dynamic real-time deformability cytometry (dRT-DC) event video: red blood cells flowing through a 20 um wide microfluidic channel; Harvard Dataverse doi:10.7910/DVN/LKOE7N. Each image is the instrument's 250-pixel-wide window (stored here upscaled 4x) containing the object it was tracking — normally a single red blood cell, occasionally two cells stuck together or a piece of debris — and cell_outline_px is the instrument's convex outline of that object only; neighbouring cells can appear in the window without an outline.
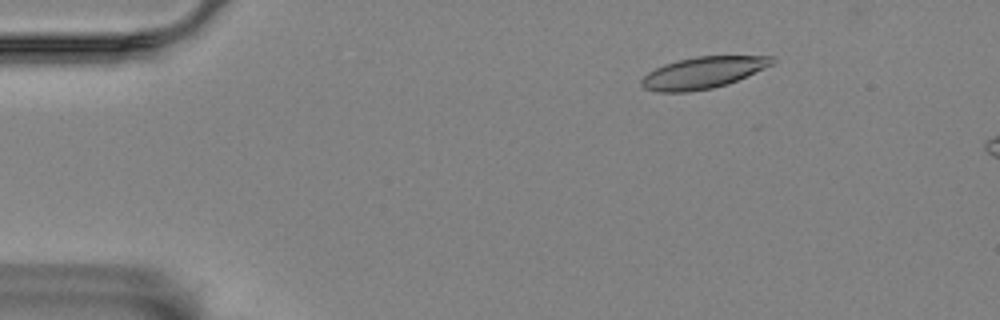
{"species": "Egyptian fruit bat (a non-hibernating species)", "species_latin": "Rousettus aegyptiacus", "temperature_condition": "room temperature", "stored_images_in_passage": 10, "camera_frame_rate_fps": 3000, "um_per_image_px": 0.085, "animal": {"sex": "female"}, "frame": {"image": 1, "passage_image": 1, "time_ms": 0.0, "image_size_px": [1000, 320], "cell_outline_px": [[776, 60], [772, 64], [764, 68], [728, 84], [712, 88], [688, 92], [656, 92], [644, 88], [640, 84], [640, 80], [648, 72], [664, 64], [676, 60], [696, 56], [772, 56]], "centroid_in_image_um": [59.71, 6.18], "position_along_channel_um": 25.3, "area_um2": 24.04}}